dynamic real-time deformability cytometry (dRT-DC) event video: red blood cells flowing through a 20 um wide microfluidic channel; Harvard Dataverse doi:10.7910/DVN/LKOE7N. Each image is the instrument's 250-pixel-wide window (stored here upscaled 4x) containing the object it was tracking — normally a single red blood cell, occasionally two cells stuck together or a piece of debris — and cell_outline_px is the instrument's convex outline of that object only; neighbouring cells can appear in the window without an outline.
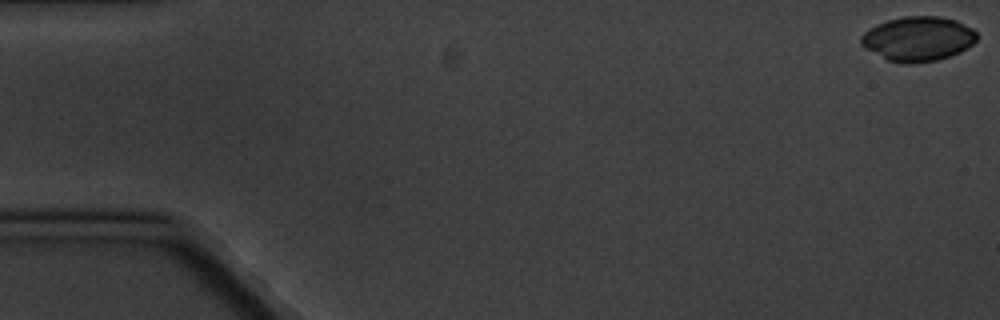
{"species": "common noctule bat (a hibernating species)", "species_latin": "Nyctalus noctula", "temperature_condition": "cold", "stored_images_in_passage": 6, "segment_of_instrument_passage": [1, 2], "camera_frame_rate_fps": 3000, "um_per_image_px": 0.085, "animal": {"sex": "male", "body_mass_g": 20.1, "forearm_length_mm": 53.5}, "frame": {"image": 1, "passage_image": 1, "time_ms": 0.0, "image_size_px": [1000, 320], "cell_outline_px": [[976, 40], [968, 48], [960, 52], [936, 60], [912, 64], [888, 60], [864, 48], [860, 44], [860, 36], [864, 32], [876, 24], [888, 20], [904, 16], [940, 16], [956, 20], [972, 28], [976, 32]], "centroid_in_image_um": [78.02, 3.29], "position_along_channel_um": 7.0, "area_um2": 30.06}}